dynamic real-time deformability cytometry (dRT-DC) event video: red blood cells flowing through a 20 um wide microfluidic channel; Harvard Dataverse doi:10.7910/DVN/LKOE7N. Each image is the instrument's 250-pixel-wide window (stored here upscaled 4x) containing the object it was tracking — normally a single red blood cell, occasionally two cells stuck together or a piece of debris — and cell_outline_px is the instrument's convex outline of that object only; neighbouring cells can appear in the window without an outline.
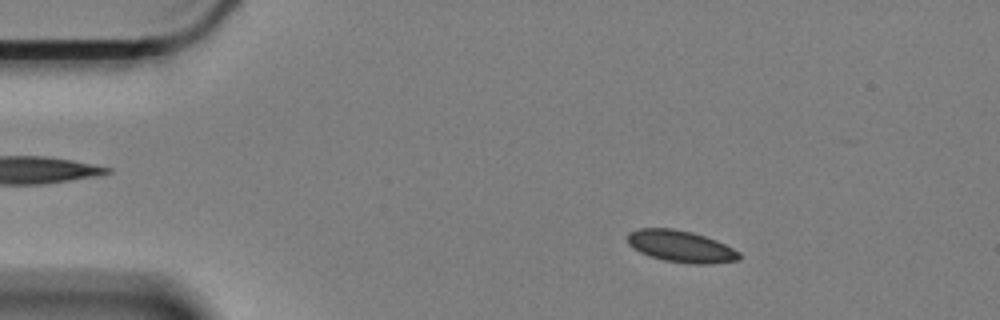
{"species": "Egyptian fruit bat (a non-hibernating species)", "species_latin": "Rousettus aegyptiacus", "temperature_condition": "cold", "stored_images_in_passage": 60, "camera_frame_rate_fps": 3000, "um_per_image_px": 0.085, "animal": {"sex": "female"}, "frame": {"image": 1, "passage_image": 9, "time_ms": 2.667, "image_size_px": [1000, 320], "cell_outline_px": [[740, 256], [736, 260], [708, 264], [692, 264], [664, 260], [648, 256], [632, 248], [628, 244], [628, 232], [640, 228], [672, 228], [692, 232], [716, 240], [740, 252]], "centroid_in_image_um": [57.83, 20.94], "position_along_channel_um": 27.2, "area_um2": 20.58}}
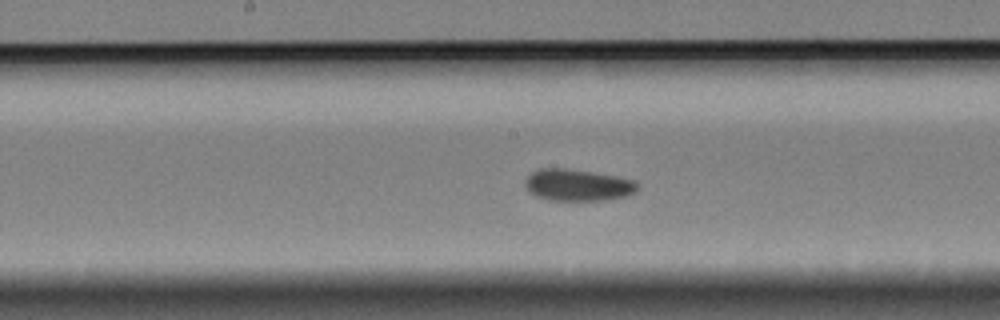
{"frame": {"image": 2, "passage_image": 30, "time_ms": 9.667, "image_size_px": [1000, 320], "cell_outline_px": [[640, 188], [636, 192], [628, 196], [604, 200], [548, 200], [536, 196], [528, 192], [524, 184], [524, 180], [532, 172], [540, 168], [564, 168], [612, 176], [632, 180], [640, 184]], "centroid_in_image_um": [49.09, 15.74], "position_along_channel_um": 199.1, "area_um2": 20.75}}
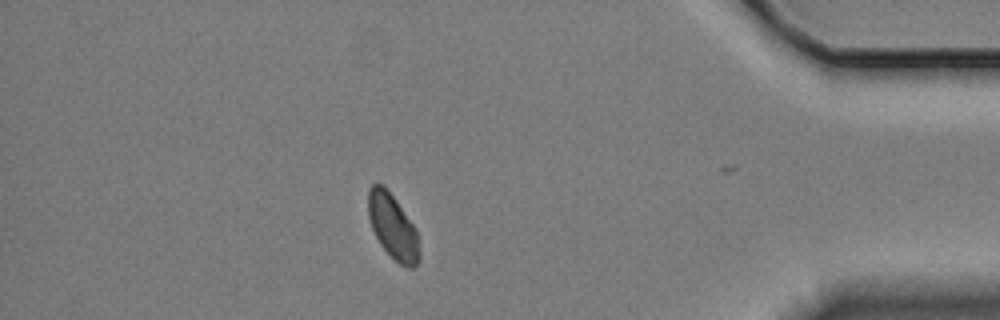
{"frame": {"image": 3, "passage_image": 52, "time_ms": 17.0, "image_size_px": [1000, 320], "cell_outline_px": [[420, 260], [416, 268], [408, 268], [400, 264], [380, 244], [372, 228], [368, 216], [368, 188], [372, 184], [380, 184], [392, 196], [412, 224], [416, 232], [420, 252]], "centroid_in_image_um": [33.39, 19.31], "position_along_channel_um": 401.8, "area_um2": 18.84}, "authors_computed_cell_mechanics": {"area_um2": 20.4612, "velocity_mm_per_s": 3.3034, "shape_relaxation_time_tau1_ms": 3.6879, "shape_relaxation_time_tau2_ms": 3.4975, "deformation_change_tau1": 0.0593, "deformation_change_tau2": 0.053}}